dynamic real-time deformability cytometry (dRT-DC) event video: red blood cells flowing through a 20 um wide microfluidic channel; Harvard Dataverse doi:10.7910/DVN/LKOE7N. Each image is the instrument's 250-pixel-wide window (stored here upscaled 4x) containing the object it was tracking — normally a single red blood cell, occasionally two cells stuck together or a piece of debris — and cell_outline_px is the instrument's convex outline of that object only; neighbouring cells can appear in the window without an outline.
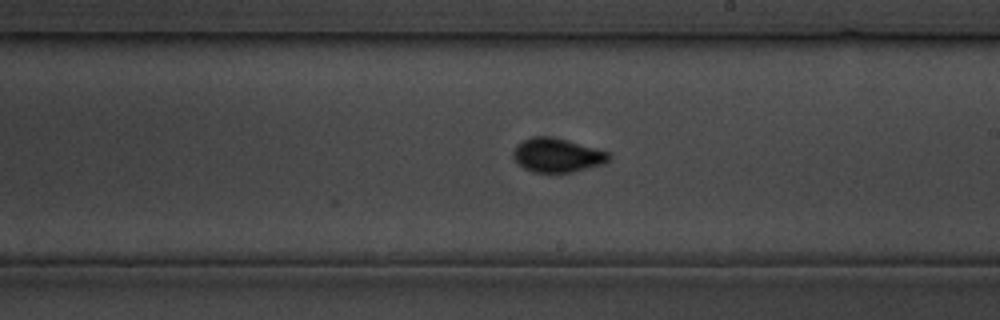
{"species": "common noctule bat (a hibernating species)", "species_latin": "Nyctalus noctula", "temperature_condition": "cold", "stored_images_in_passage": 37, "camera_frame_rate_fps": 3000, "um_per_image_px": 0.085, "animal": {"sex": "male", "body_mass_g": 19.5, "forearm_length_mm": 54.6}, "frame": {"image": 1, "passage_image": 22, "time_ms": 25.667, "image_size_px": [1000, 320], "cell_outline_px": [[612, 156], [604, 164], [572, 172], [532, 172], [524, 168], [512, 156], [512, 152], [516, 144], [532, 136], [548, 136], [564, 140], [608, 152]], "centroid_in_image_um": [47.33, 13.2], "position_along_channel_um": 241.7, "area_um2": 18.67}}
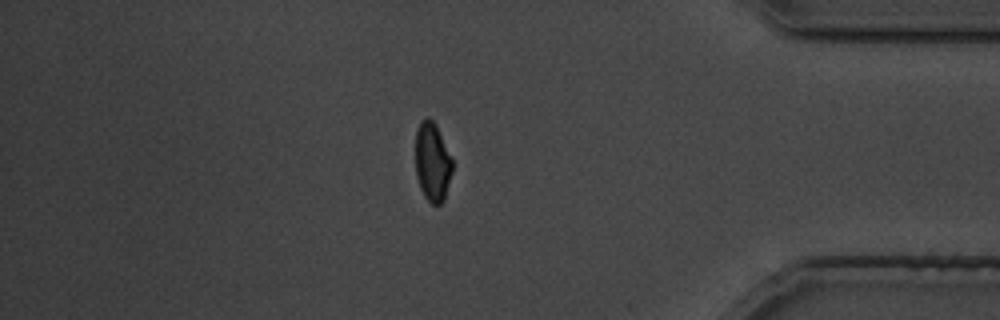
{"frame": {"image": 2, "passage_image": 32, "time_ms": 38.0, "image_size_px": [1000, 320], "cell_outline_px": [[452, 172], [444, 200], [440, 204], [432, 204], [424, 196], [420, 188], [416, 176], [416, 128], [420, 120], [424, 116], [428, 116], [436, 124], [452, 160]], "centroid_in_image_um": [36.74, 13.74], "position_along_channel_um": 398.5, "area_um2": 17.05}}